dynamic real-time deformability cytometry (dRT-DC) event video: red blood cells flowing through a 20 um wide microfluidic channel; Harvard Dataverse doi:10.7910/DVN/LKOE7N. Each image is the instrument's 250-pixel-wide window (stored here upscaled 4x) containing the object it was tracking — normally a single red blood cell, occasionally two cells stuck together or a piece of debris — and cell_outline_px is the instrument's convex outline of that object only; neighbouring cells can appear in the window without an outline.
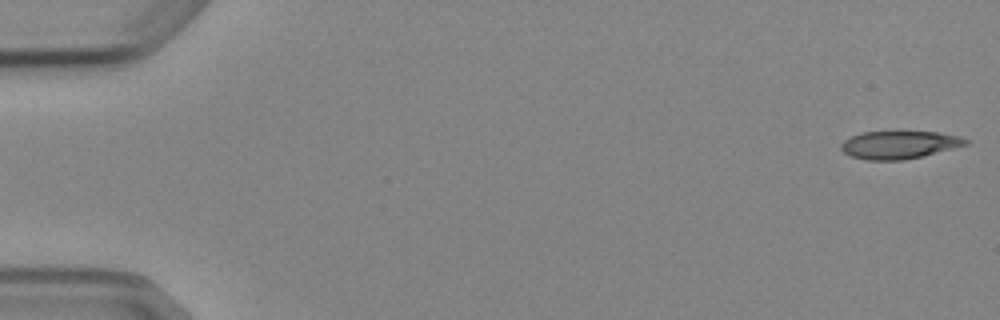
{"species": "Egyptian fruit bat (a non-hibernating species)", "species_latin": "Rousettus aegyptiacus", "temperature_condition": "cold", "stored_images_in_passage": 5, "camera_frame_rate_fps": 3000, "um_per_image_px": 0.085, "animal": {"sex": "female"}, "frame": {"image": 1, "passage_image": 1, "time_ms": 0.0, "image_size_px": [1000, 320], "cell_outline_px": [[968, 144], [904, 160], [864, 160], [852, 156], [844, 152], [840, 148], [840, 144], [844, 140], [860, 132], [936, 132], [960, 136], [968, 140]], "centroid_in_image_um": [76.39, 12.31], "position_along_channel_um": 8.6, "area_um2": 19.94}}
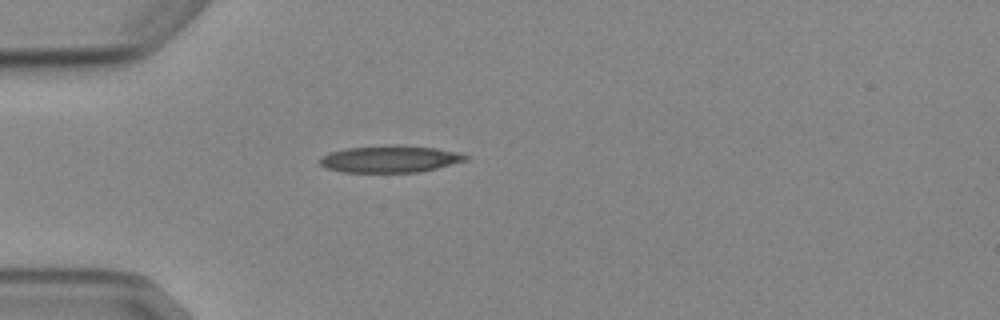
{"frame": {"image": 2, "passage_image": 5, "time_ms": 4.667, "image_size_px": [1000, 320], "cell_outline_px": [[468, 160], [420, 172], [344, 172], [328, 168], [320, 164], [320, 160], [324, 156], [332, 152], [348, 148], [388, 144], [400, 144], [436, 148], [456, 152], [468, 156]], "centroid_in_image_um": [33.2, 13.5], "position_along_channel_um": 51.8, "area_um2": 22.77}}